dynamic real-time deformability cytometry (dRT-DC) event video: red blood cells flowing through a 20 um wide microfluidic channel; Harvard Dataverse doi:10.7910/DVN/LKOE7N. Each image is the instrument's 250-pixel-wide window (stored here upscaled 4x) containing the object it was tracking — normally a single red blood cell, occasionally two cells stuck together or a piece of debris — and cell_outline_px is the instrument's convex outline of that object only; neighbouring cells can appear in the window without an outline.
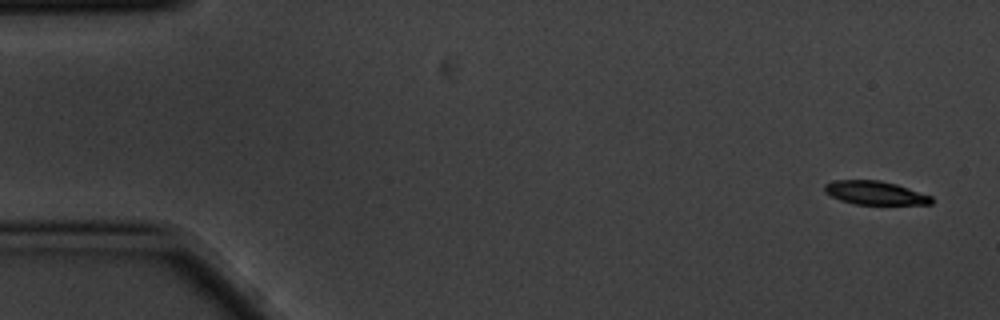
{"species": "common noctule bat (a hibernating species)", "species_latin": "Nyctalus noctula", "temperature_condition": "cold", "stored_images_in_passage": 5, "camera_frame_rate_fps": 3000, "um_per_image_px": 0.085, "animal": {"sex": "male", "body_mass_g": 20.1, "forearm_length_mm": 53.5}, "frame": {"image": 1, "passage_image": 1, "time_ms": 0.0, "image_size_px": [1000, 320], "cell_outline_px": [[932, 204], [856, 204], [840, 200], [824, 192], [824, 184], [836, 180], [880, 180], [896, 184], [932, 196]], "centroid_in_image_um": [74.36, 16.39], "position_along_channel_um": 10.6, "area_um2": 14.57}}
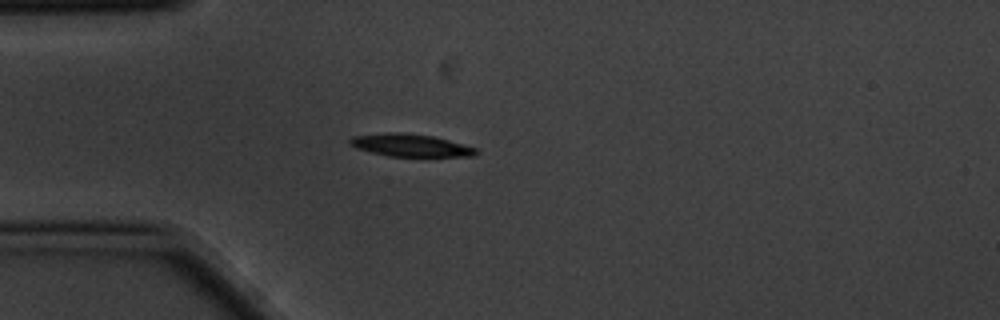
{"frame": {"image": 2, "passage_image": 4, "time_ms": 1.0, "image_size_px": [1000, 320], "cell_outline_px": [[480, 152], [476, 156], [388, 156], [356, 148], [348, 144], [348, 140], [352, 136], [388, 132], [400, 132], [432, 136], [448, 140], [476, 148]], "centroid_in_image_um": [34.87, 12.35], "position_along_channel_um": 50.1, "area_um2": 16.53}}